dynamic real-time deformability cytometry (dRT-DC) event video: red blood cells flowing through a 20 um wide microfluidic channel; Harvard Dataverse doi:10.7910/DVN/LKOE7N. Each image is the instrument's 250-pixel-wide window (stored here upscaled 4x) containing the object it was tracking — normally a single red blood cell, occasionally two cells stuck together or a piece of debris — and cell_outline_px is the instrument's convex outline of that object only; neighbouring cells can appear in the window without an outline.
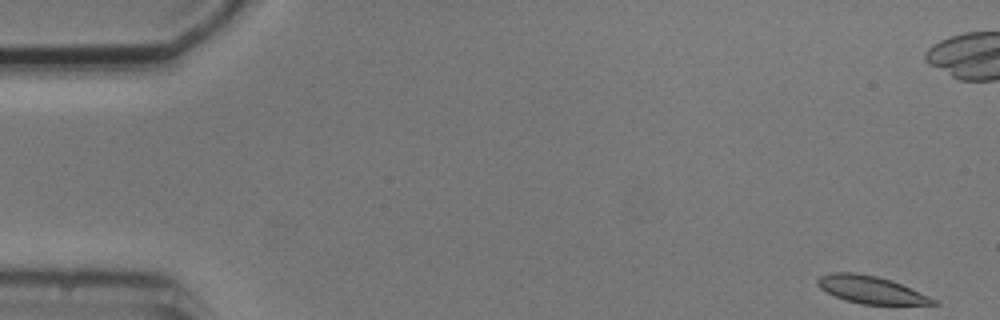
{"species": "common noctule bat (a hibernating species)", "species_latin": "Nyctalus noctula", "temperature_condition": "cold", "stored_images_in_passage": 5, "camera_frame_rate_fps": 3000, "um_per_image_px": 0.085, "animal": {"sex": "male", "body_mass_g": 20.5, "forearm_length_mm": 52.5}, "frame": {"image": 1, "passage_image": 1, "time_ms": 0.0, "image_size_px": [1000, 320], "cell_outline_px": [[940, 304], [860, 304], [844, 300], [820, 288], [816, 284], [816, 280], [820, 276], [832, 272], [856, 272], [876, 276], [900, 284], [940, 300]], "centroid_in_image_um": [74.03, 24.63], "position_along_channel_um": 11.0, "area_um2": 18.38}}